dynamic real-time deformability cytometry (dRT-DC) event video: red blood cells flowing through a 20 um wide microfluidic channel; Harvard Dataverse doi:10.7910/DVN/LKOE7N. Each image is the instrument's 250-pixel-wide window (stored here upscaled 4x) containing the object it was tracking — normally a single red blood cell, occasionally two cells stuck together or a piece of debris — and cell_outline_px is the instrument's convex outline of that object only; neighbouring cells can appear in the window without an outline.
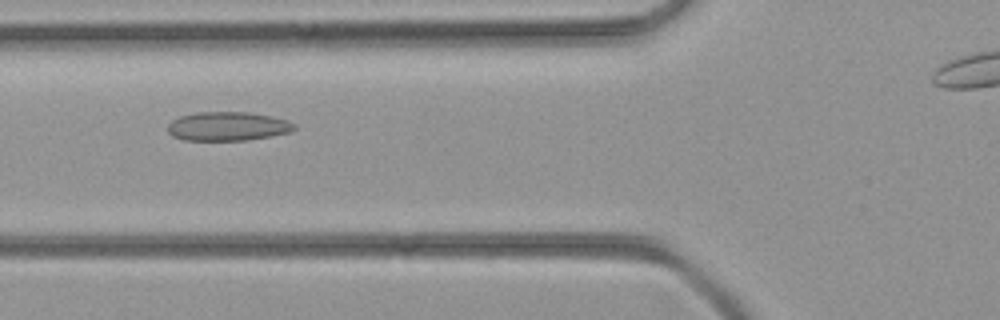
{"species": "common noctule bat (a hibernating species)", "species_latin": "Nyctalus noctula", "temperature_condition": "room temperature", "stored_images_in_passage": 45, "camera_frame_rate_fps": 3000, "um_per_image_px": 0.085, "animal": {"sex": "female", "body_mass_g": 21.9}, "frame": {"image": 1, "passage_image": 19, "time_ms": 6.0, "image_size_px": [1000, 320], "cell_outline_px": [[296, 128], [292, 132], [272, 136], [248, 140], [184, 140], [172, 136], [168, 132], [168, 124], [172, 120], [180, 116], [196, 112], [248, 112], [272, 116], [288, 120], [296, 124]], "centroid_in_image_um": [19.39, 10.73], "position_along_channel_um": 106.4, "area_um2": 21.56}}
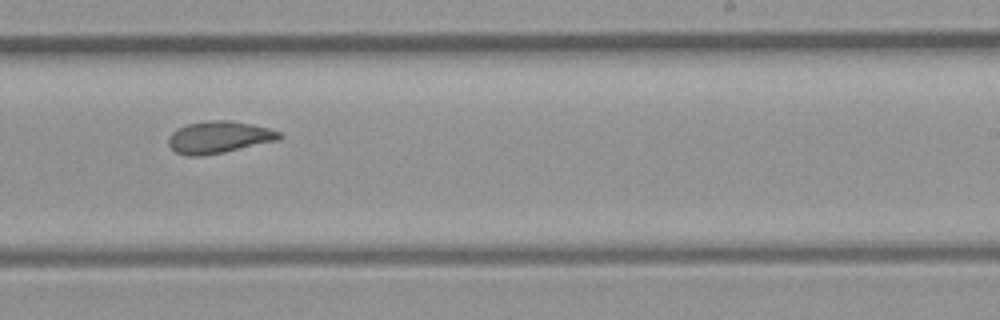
{"frame": {"image": 2, "passage_image": 31, "time_ms": 10.0, "image_size_px": [1000, 320], "cell_outline_px": [[284, 136], [280, 140], [224, 152], [200, 156], [188, 156], [176, 152], [168, 144], [168, 136], [176, 128], [188, 124], [208, 120], [228, 120], [252, 124], [268, 128], [280, 132]], "centroid_in_image_um": [18.62, 11.66], "position_along_channel_um": 270.4, "area_um2": 20.81}}
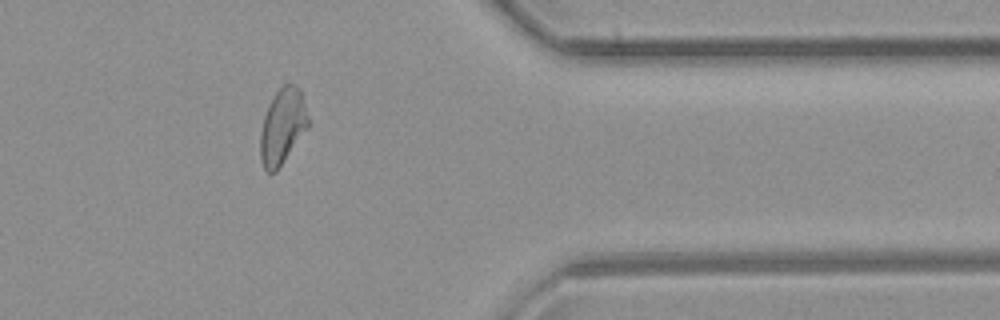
{"frame": {"image": 3, "passage_image": 41, "time_ms": 13.333, "image_size_px": [1000, 320], "cell_outline_px": [[308, 128], [276, 172], [268, 172], [264, 168], [260, 156], [260, 132], [264, 116], [276, 92], [284, 84], [292, 84], [300, 88], [308, 116]], "centroid_in_image_um": [24.02, 10.76], "position_along_channel_um": 387.4, "area_um2": 20.81}}